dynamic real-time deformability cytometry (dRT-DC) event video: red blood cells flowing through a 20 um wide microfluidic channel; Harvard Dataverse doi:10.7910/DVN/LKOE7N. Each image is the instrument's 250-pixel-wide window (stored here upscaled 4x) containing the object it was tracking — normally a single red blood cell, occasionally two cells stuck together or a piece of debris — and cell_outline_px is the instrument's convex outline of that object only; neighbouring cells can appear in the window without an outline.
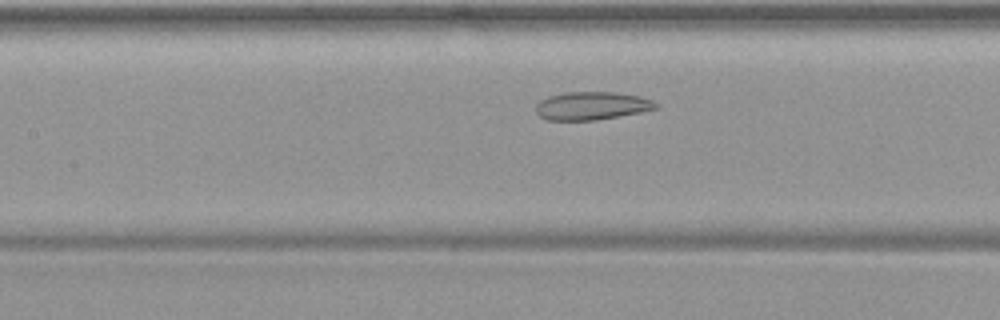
{"species": "common noctule bat (a hibernating species)", "species_latin": "Nyctalus noctula", "temperature_condition": "warm", "stored_images_in_passage": 42, "camera_frame_rate_fps": 3000, "um_per_image_px": 0.085, "animal": {"sex": "female", "body_mass_g": 19.9}, "frame": {"image": 1, "passage_image": 15, "time_ms": 4.667, "image_size_px": [1000, 320], "cell_outline_px": [[660, 104], [656, 108], [640, 112], [596, 120], [548, 120], [540, 116], [536, 112], [536, 104], [540, 100], [548, 96], [564, 92], [616, 92], [640, 96], [652, 100]], "centroid_in_image_um": [50.29, 8.98], "position_along_channel_um": 157.1, "area_um2": 19.65}}
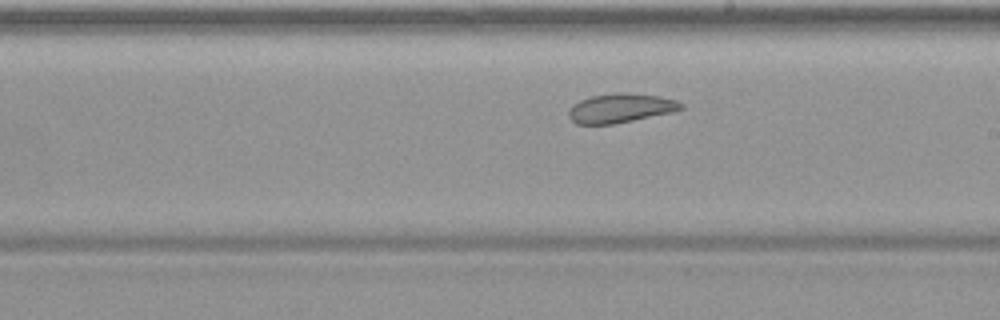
{"frame": {"image": 2, "passage_image": 21, "time_ms": 6.667, "image_size_px": [1000, 320], "cell_outline_px": [[684, 108], [672, 112], [612, 124], [576, 124], [568, 116], [568, 112], [572, 104], [580, 100], [592, 96], [620, 92], [624, 92], [656, 96], [676, 100], [684, 104]], "centroid_in_image_um": [52.72, 9.19], "position_along_channel_um": 236.3, "area_um2": 18.9}}
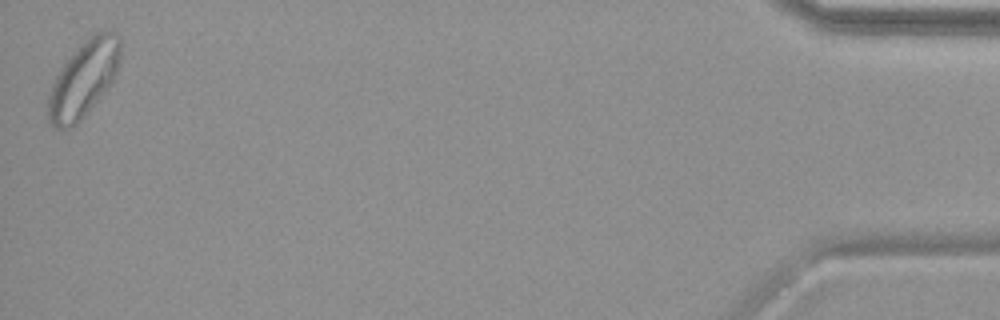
{"frame": {"image": 3, "passage_image": 42, "time_ms": 13.667, "image_size_px": [1000, 320], "cell_outline_px": [[120, 56], [116, 72], [112, 80], [80, 120], [76, 124], [68, 128], [56, 128], [48, 120], [48, 96], [52, 84], [60, 68], [80, 44], [96, 32], [116, 32], [120, 36]], "centroid_in_image_um": [7.08, 6.69], "position_along_channel_um": 428.1, "area_um2": 31.15}}